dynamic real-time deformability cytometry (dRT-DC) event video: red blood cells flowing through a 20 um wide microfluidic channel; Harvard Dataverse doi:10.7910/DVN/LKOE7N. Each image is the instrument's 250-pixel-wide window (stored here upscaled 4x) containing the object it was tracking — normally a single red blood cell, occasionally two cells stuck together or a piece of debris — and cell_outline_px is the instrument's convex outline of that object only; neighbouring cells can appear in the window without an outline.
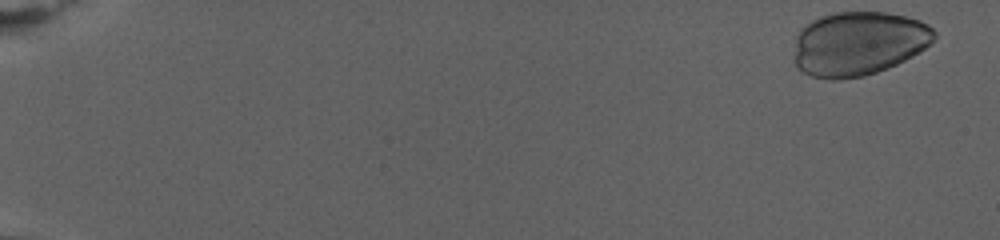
{"species": "human", "species_latin": "Homo sapiens", "temperature_condition": "warm", "stored_images_in_passage": 69, "camera_frame_rate_fps": 3000, "um_per_image_px": 0.085, "donor": {"sex": "female"}, "frame": {"image": 1, "passage_image": 1, "time_ms": 0.0, "image_size_px": [1000, 240], "cell_outline_px": [[936, 36], [924, 48], [912, 56], [888, 68], [864, 76], [836, 80], [832, 80], [812, 76], [804, 72], [796, 64], [796, 36], [800, 28], [812, 20], [820, 16], [836, 12], [884, 12], [904, 16], [920, 20], [928, 24], [936, 32]], "centroid_in_image_um": [72.98, 3.69], "position_along_channel_um": 12.0, "area_um2": 52.14}}
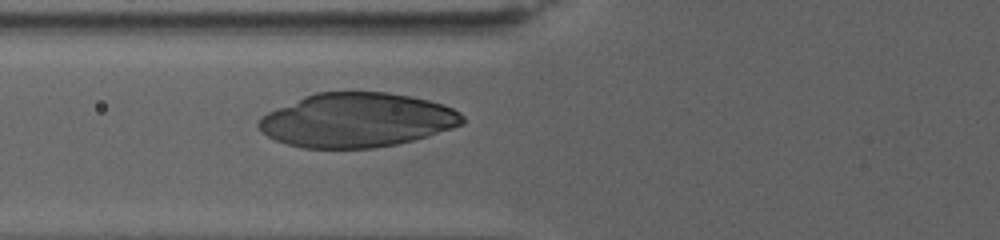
{"frame": {"image": 2, "passage_image": 31, "time_ms": 10.0, "image_size_px": [1000, 240], "cell_outline_px": [[464, 124], [428, 136], [396, 144], [372, 148], [304, 148], [288, 144], [276, 140], [268, 136], [256, 124], [260, 116], [268, 112], [304, 96], [316, 92], [388, 92], [412, 96], [428, 100], [452, 108], [460, 112], [464, 116]], "centroid_in_image_um": [30.34, 10.2], "position_along_channel_um": 95.5, "area_um2": 64.22}}
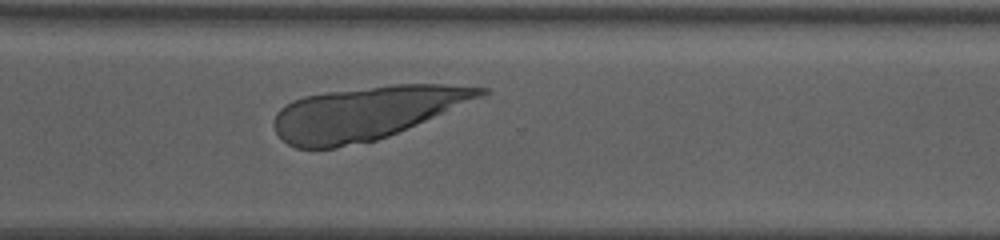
{"frame": {"image": 3, "passage_image": 58, "time_ms": 19.0, "image_size_px": [1000, 240], "cell_outline_px": [[492, 92], [484, 96], [388, 136], [376, 140], [336, 148], [296, 148], [288, 144], [276, 132], [272, 124], [276, 112], [280, 108], [292, 100], [304, 96], [328, 92], [392, 84], [444, 84], [488, 88]], "centroid_in_image_um": [31.12, 9.6], "position_along_channel_um": 339.5, "area_um2": 63.75}}